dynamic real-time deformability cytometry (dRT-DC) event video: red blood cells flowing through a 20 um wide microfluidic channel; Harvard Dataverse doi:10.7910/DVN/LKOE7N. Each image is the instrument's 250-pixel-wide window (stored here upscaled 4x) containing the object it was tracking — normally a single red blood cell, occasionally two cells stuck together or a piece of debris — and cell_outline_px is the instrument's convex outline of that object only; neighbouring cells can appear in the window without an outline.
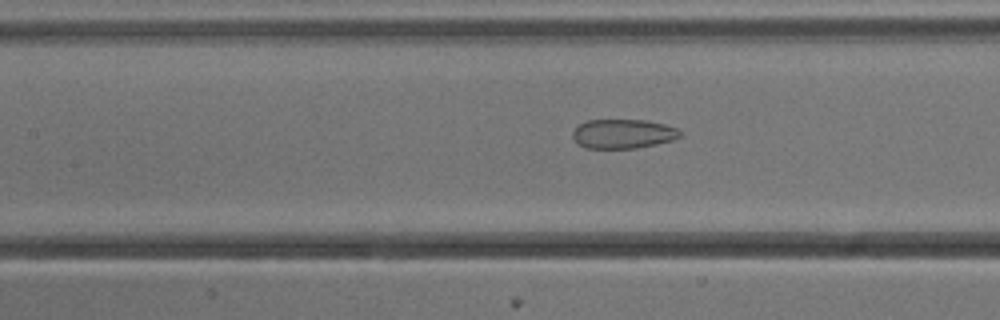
{"species": "common noctule bat (a hibernating species)", "species_latin": "Nyctalus noctula", "temperature_condition": "cold", "stored_images_in_passage": 41, "camera_frame_rate_fps": 3000, "um_per_image_px": 0.085, "animal": {"sex": "male", "body_mass_g": 13.3}, "frame": {"image": 1, "passage_image": 11, "time_ms": 3.333, "image_size_px": [1000, 320], "cell_outline_px": [[680, 136], [672, 140], [656, 144], [636, 148], [584, 148], [572, 136], [572, 132], [580, 124], [588, 120], [648, 120], [664, 124], [676, 128], [680, 132]], "centroid_in_image_um": [52.96, 11.37], "position_along_channel_um": 154.4, "area_um2": 18.15}}
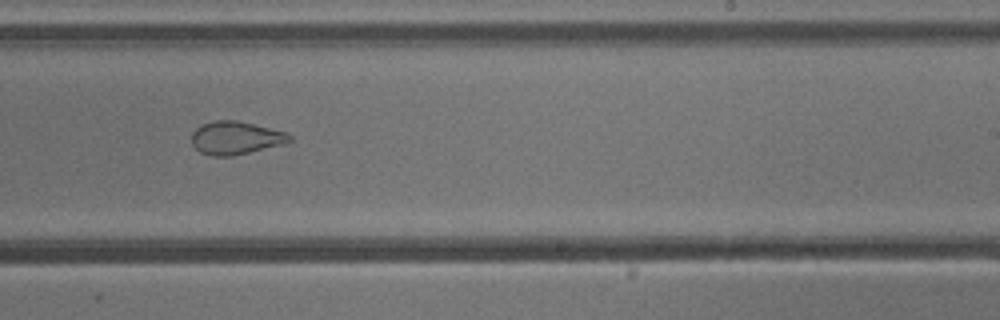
{"frame": {"image": 2, "passage_image": 20, "time_ms": 6.333, "image_size_px": [1000, 320], "cell_outline_px": [[292, 140], [248, 152], [228, 156], [212, 156], [200, 152], [192, 144], [192, 132], [200, 124], [216, 120], [236, 120], [284, 132], [292, 136]], "centroid_in_image_um": [19.94, 11.71], "position_along_channel_um": 269.1, "area_um2": 18.32}}
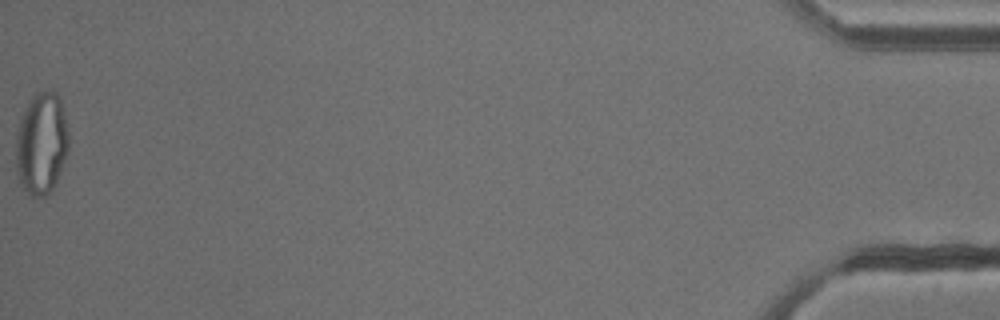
{"frame": {"image": 3, "passage_image": 41, "time_ms": 13.333, "image_size_px": [1000, 320], "cell_outline_px": [[68, 152], [56, 184], [44, 196], [28, 196], [20, 184], [16, 172], [16, 136], [20, 120], [32, 96], [36, 92], [48, 88], [56, 92], [60, 96], [68, 132]], "centroid_in_image_um": [3.53, 12.19], "position_along_channel_um": 431.7, "area_um2": 31.73}, "authors_computed_cell_mechanics": {"area_um2": 21.8484, "velocity_mm_per_s": 3.8487, "shape_relaxation_time_tau1_ms": null, "shape_relaxation_time_tau2_ms": 1.7208, "deformation_change_tau1": null, "deformation_change_tau2": 0.0818}}